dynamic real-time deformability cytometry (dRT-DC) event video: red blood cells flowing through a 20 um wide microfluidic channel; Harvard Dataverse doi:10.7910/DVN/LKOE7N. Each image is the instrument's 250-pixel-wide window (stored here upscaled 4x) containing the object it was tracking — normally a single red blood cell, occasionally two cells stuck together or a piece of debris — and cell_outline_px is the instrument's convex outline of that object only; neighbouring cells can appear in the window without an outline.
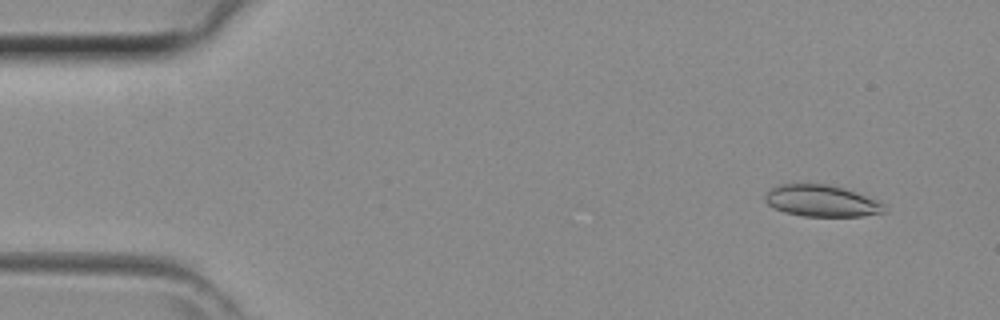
{"species": "common noctule bat (a hibernating species)", "species_latin": "Nyctalus noctula", "temperature_condition": "room temperature", "stored_images_in_passage": 43, "camera_frame_rate_fps": 3000, "um_per_image_px": 0.085, "animal": {"sex": "female", "body_mass_g": 29.2, "forearm_length_mm": 56.3}, "frame": {"image": 1, "passage_image": 4, "time_ms": 1.0, "image_size_px": [1000, 320], "cell_outline_px": [[884, 212], [860, 216], [804, 216], [784, 212], [772, 208], [764, 200], [764, 196], [772, 188], [780, 184], [828, 184], [844, 188], [880, 200], [884, 204]], "centroid_in_image_um": [69.83, 17.07], "position_along_channel_um": 15.2, "area_um2": 21.96}}
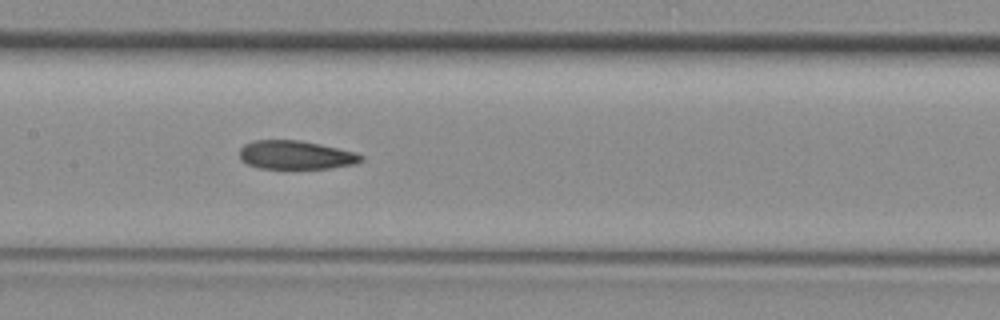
{"frame": {"image": 2, "passage_image": 21, "time_ms": 6.667, "image_size_px": [1000, 320], "cell_outline_px": [[364, 160], [356, 164], [328, 168], [260, 168], [248, 164], [240, 160], [240, 148], [244, 144], [252, 140], [300, 140], [320, 144], [356, 152], [364, 156]], "centroid_in_image_um": [25.15, 13.16], "position_along_channel_um": 182.2, "area_um2": 20.35}}
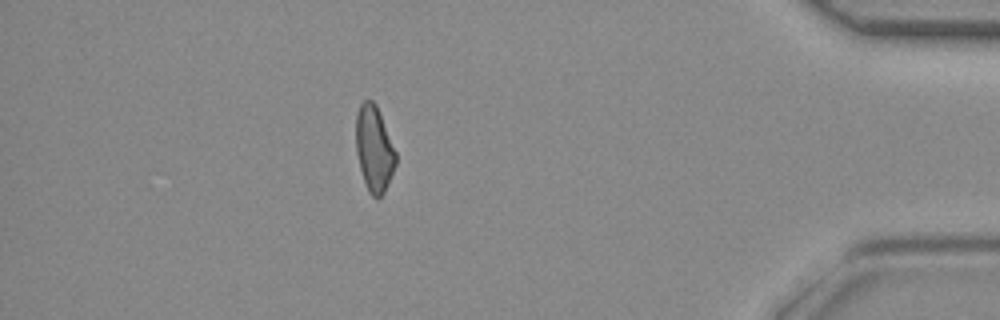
{"frame": {"image": 3, "passage_image": 38, "time_ms": 12.333, "image_size_px": [1000, 320], "cell_outline_px": [[396, 164], [384, 192], [376, 200], [368, 192], [360, 168], [356, 152], [356, 116], [360, 104], [364, 100], [372, 100], [376, 104], [396, 152]], "centroid_in_image_um": [31.79, 12.65], "position_along_channel_um": 403.4, "area_um2": 19.77}}